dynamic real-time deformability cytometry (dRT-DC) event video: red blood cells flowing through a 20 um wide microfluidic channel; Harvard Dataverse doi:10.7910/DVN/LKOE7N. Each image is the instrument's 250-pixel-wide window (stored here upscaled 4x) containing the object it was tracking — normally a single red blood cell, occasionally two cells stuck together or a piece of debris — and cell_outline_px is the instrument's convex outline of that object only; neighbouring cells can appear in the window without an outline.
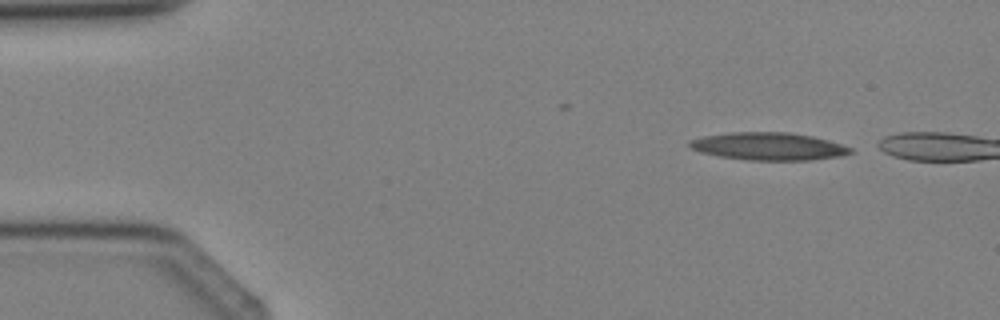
{"species": "Egyptian fruit bat (a non-hibernating species)", "species_latin": "Rousettus aegyptiacus", "temperature_condition": "cold", "stored_images_in_passage": 3, "camera_frame_rate_fps": 3000, "um_per_image_px": 0.085, "animal": {"sex": "female"}, "frame": {"image": 1, "passage_image": 1, "time_ms": 0.0, "image_size_px": [1000, 320], "cell_outline_px": [[856, 152], [840, 156], [808, 160], [748, 160], [720, 156], [700, 152], [688, 148], [688, 140], [704, 136], [728, 132], [788, 132], [812, 136], [828, 140], [852, 148]], "centroid_in_image_um": [65.3, 12.43], "position_along_channel_um": 19.7, "area_um2": 26.01}}